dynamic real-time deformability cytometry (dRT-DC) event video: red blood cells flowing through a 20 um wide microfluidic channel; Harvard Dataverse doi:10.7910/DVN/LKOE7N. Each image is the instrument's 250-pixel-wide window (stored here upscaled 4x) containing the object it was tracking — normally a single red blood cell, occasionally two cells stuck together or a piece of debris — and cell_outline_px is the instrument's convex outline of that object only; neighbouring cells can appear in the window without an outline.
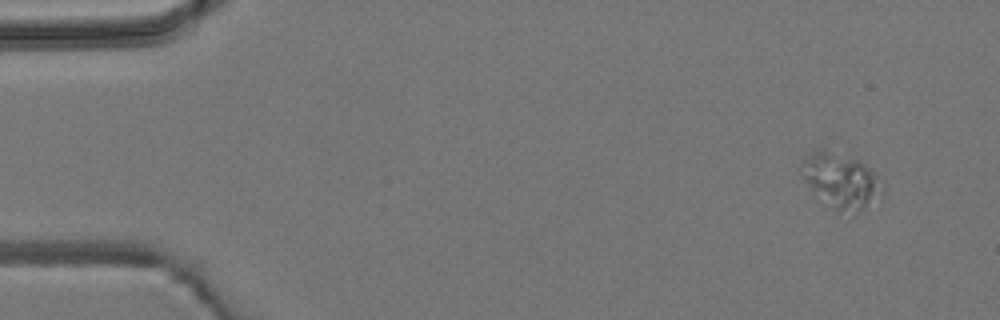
{"species": "common noctule bat (a hibernating species)", "species_latin": "Nyctalus noctula", "temperature_condition": "room temperature", "stored_images_in_passage": 5, "camera_frame_rate_fps": 3000, "um_per_image_px": 0.085, "animal": {"sex": "male", "body_mass_g": 19.2, "forearm_length_mm": 51.8}, "frame": {"image": 1, "passage_image": 1, "time_ms": 0.0, "image_size_px": [1000, 320], "cell_outline_px": [[884, 192], [864, 208], [856, 212], [836, 212], [804, 180], [796, 168], [804, 156], [812, 148], [824, 148], [856, 160], [864, 164], [876, 176], [884, 188]], "centroid_in_image_um": [71.39, 15.3], "position_along_channel_um": 13.6, "area_um2": 25.84}}
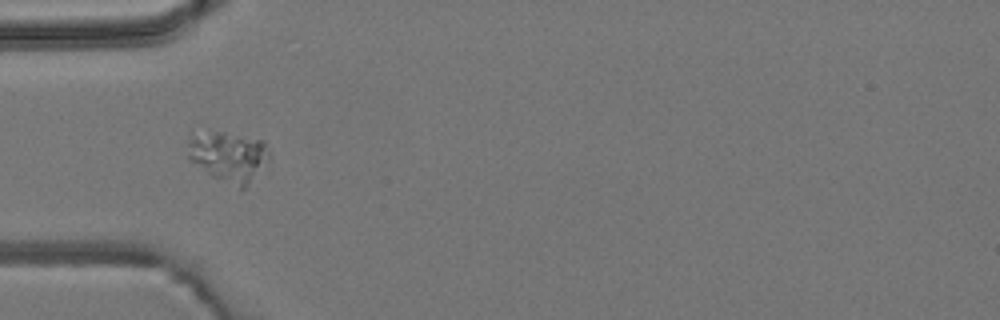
{"frame": {"image": 2, "passage_image": 4, "time_ms": 4.333, "image_size_px": [1000, 320], "cell_outline_px": [[272, 160], [244, 188], [240, 188], [212, 176], [188, 160], [188, 140], [192, 136], [216, 132], [224, 132], [264, 140]], "centroid_in_image_um": [19.48, 13.31], "position_along_channel_um": 65.5, "area_um2": 23.76}}
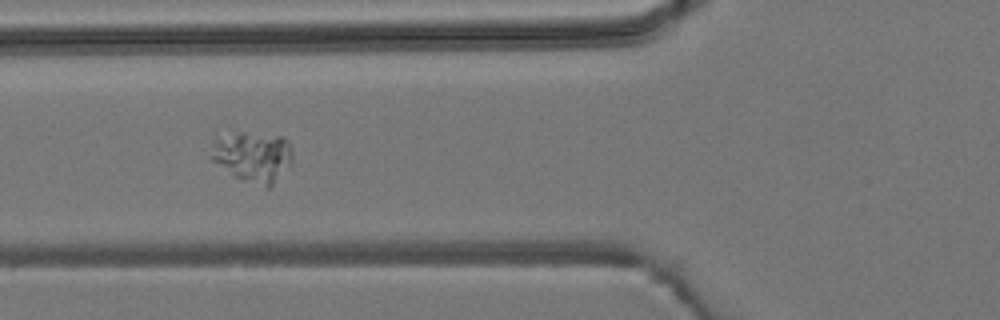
{"frame": {"image": 3, "passage_image": 5, "time_ms": 5.333, "image_size_px": [1000, 320], "cell_outline_px": [[292, 168], [272, 188], [268, 188], [232, 176], [212, 160], [212, 144], [216, 140], [240, 132], [244, 132], [284, 136], [288, 140], [292, 148]], "centroid_in_image_um": [21.61, 13.37], "position_along_channel_um": 104.2, "area_um2": 24.39}}